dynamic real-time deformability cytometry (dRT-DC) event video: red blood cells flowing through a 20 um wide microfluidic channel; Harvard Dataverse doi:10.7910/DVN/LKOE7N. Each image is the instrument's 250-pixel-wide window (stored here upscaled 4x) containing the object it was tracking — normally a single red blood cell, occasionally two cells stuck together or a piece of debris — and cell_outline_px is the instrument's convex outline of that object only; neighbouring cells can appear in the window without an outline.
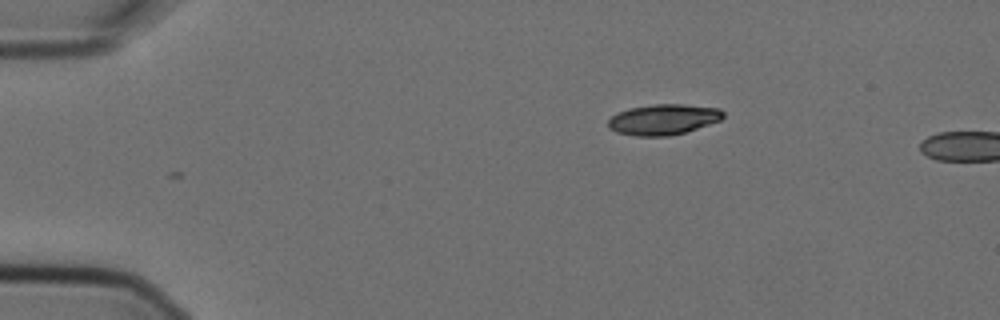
{"species": "Egyptian fruit bat (a non-hibernating species)", "species_latin": "Rousettus aegyptiacus", "temperature_condition": "cold", "stored_images_in_passage": 2, "camera_frame_rate_fps": 3000, "um_per_image_px": 0.085, "animal": {"sex": "female"}, "frame": {"image": 1, "passage_image": 1, "time_ms": 0.0, "image_size_px": [1000, 320], "cell_outline_px": [[724, 116], [720, 120], [684, 132], [668, 136], [636, 136], [616, 132], [608, 128], [608, 120], [616, 112], [628, 108], [652, 104], [684, 104], [720, 108], [724, 112]], "centroid_in_image_um": [56.35, 10.14], "position_along_channel_um": 28.7, "area_um2": 20.58}}